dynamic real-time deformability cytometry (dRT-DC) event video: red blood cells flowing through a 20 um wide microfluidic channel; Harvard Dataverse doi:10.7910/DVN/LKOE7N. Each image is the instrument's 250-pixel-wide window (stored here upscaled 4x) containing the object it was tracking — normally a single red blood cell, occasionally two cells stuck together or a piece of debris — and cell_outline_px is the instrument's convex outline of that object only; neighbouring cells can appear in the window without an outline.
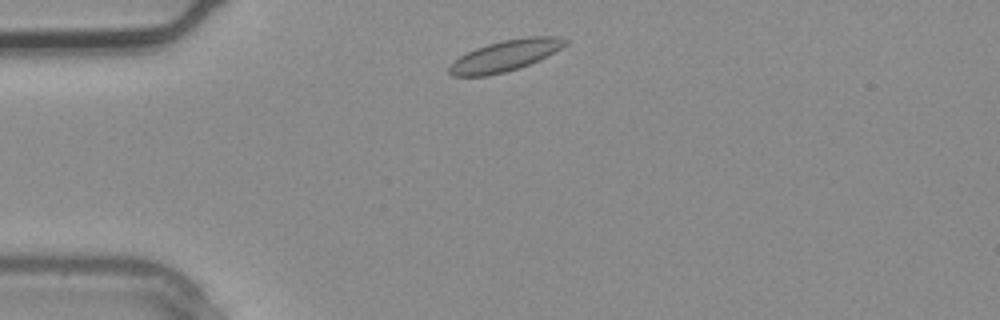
{"species": "common noctule bat (a hibernating species)", "species_latin": "Nyctalus noctula", "temperature_condition": "warm", "stored_images_in_passage": 2, "camera_frame_rate_fps": 3000, "um_per_image_px": 0.085, "animal": {"sex": "male", "body_mass_g": 20.4}, "frame": {"image": 1, "passage_image": 1, "time_ms": 0.0, "image_size_px": [1000, 320], "cell_outline_px": [[568, 44], [540, 60], [520, 68], [488, 76], [452, 76], [448, 72], [448, 68], [460, 56], [476, 48], [488, 44], [504, 40], [528, 36], [560, 36], [568, 40]], "centroid_in_image_um": [42.99, 4.73], "position_along_channel_um": 42.0, "area_um2": 20.98}}
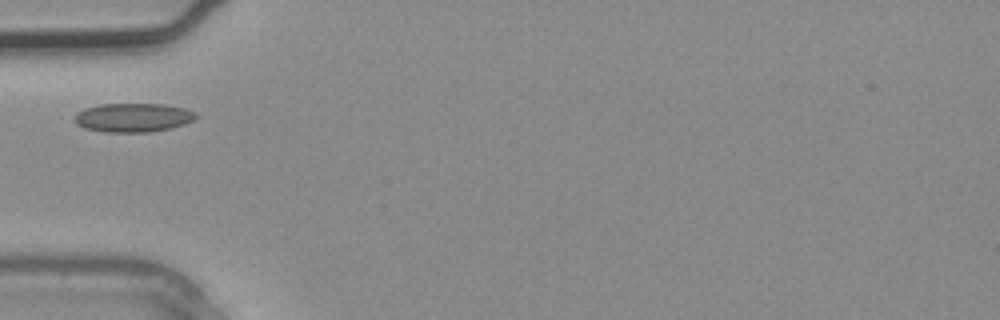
{"frame": {"image": 2, "passage_image": 2, "time_ms": 0.333, "image_size_px": [1000, 320], "cell_outline_px": [[196, 116], [192, 120], [184, 124], [172, 128], [148, 132], [104, 132], [84, 128], [76, 124], [72, 120], [76, 112], [84, 108], [100, 104], [164, 104], [184, 108], [196, 112]], "centroid_in_image_um": [11.26, 9.99], "position_along_channel_um": 73.7, "area_um2": 20.58}}